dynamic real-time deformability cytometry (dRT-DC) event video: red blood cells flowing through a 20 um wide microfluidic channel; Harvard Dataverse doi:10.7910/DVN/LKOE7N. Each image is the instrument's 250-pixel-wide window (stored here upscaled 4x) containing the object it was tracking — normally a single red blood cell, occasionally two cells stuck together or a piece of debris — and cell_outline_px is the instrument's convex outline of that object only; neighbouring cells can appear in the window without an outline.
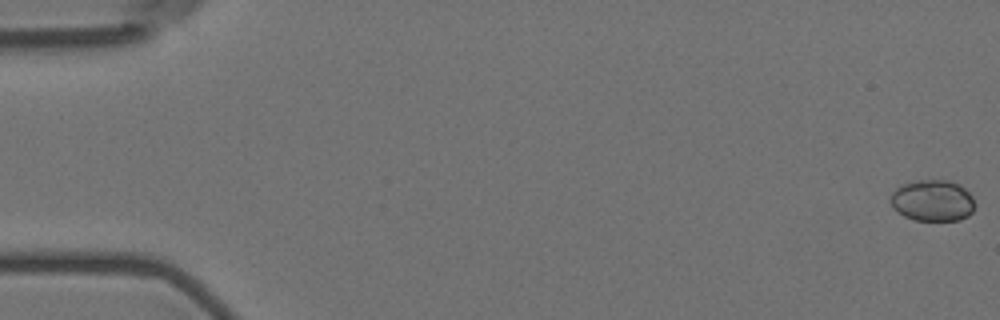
{"species": "Egyptian fruit bat (a non-hibernating species)", "species_latin": "Rousettus aegyptiacus", "temperature_condition": "room temperature", "stored_images_in_passage": 58, "camera_frame_rate_fps": 3000, "um_per_image_px": 0.085, "animal": {"sex": "female"}, "frame": {"image": 1, "passage_image": 1, "time_ms": 0.0, "image_size_px": [1000, 320], "cell_outline_px": [[976, 204], [972, 212], [968, 216], [960, 220], [916, 220], [904, 216], [892, 208], [892, 192], [896, 188], [904, 184], [916, 180], [948, 180], [964, 188], [972, 196]], "centroid_in_image_um": [79.29, 17.05], "position_along_channel_um": 5.7, "area_um2": 20.23}}
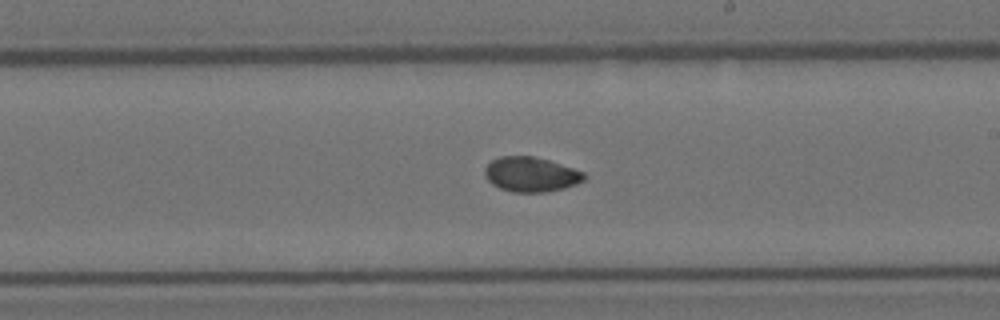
{"frame": {"image": 2, "passage_image": 34, "time_ms": 11.0, "image_size_px": [1000, 320], "cell_outline_px": [[588, 176], [584, 180], [576, 184], [564, 188], [544, 192], [512, 192], [500, 188], [492, 184], [484, 176], [484, 168], [492, 160], [500, 156], [532, 156], [548, 160], [584, 172]], "centroid_in_image_um": [45.12, 14.83], "position_along_channel_um": 243.9, "area_um2": 20.11}}
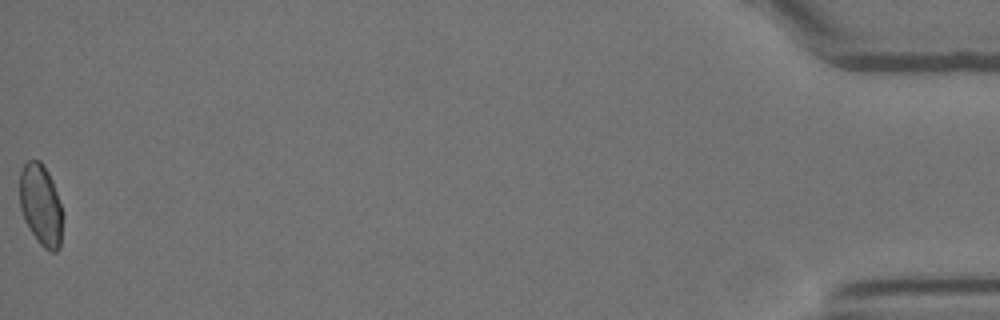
{"frame": {"image": 3, "passage_image": 58, "time_ms": 19.0, "image_size_px": [1000, 320], "cell_outline_px": [[60, 248], [56, 252], [48, 252], [40, 244], [28, 228], [24, 220], [20, 208], [20, 172], [24, 164], [28, 160], [40, 160], [44, 164], [52, 180], [60, 204]], "centroid_in_image_um": [3.43, 17.41], "position_along_channel_um": 431.8, "area_um2": 20.11}, "authors_computed_cell_mechanics": {"area_um2": 20.0855, "velocity_mm_per_s": 3.5771, "shape_relaxation_time_tau1_ms": 5.9482, "shape_relaxation_time_tau2_ms": 2.1183, "deformation_change_tau1": 0.1488, "deformation_change_tau2": 0.0454}}